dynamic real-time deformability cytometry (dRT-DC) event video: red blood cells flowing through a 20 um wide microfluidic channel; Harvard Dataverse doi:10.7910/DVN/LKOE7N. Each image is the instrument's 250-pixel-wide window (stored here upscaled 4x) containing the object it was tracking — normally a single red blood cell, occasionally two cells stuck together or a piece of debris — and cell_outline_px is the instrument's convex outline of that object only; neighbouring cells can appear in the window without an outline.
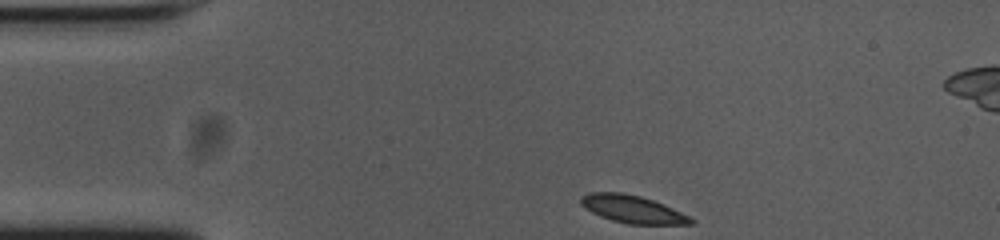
{"species": "common noctule bat (a hibernating species)", "species_latin": "Nyctalus noctula", "temperature_condition": "cold", "stored_images_in_passage": 37, "camera_frame_rate_fps": 3000, "um_per_image_px": 0.085, "animal": {"sex": "female", "body_mass_g": 23.0, "forearm_length_mm": 53.4}, "frame": {"image": 1, "passage_image": 1, "time_ms": 0.0, "image_size_px": [1000, 240], "cell_outline_px": [[696, 220], [692, 224], [628, 224], [612, 220], [600, 216], [592, 212], [580, 204], [580, 196], [588, 192], [620, 192], [640, 196], [664, 204], [692, 216]], "centroid_in_image_um": [53.79, 17.78], "position_along_channel_um": 31.2, "area_um2": 17.86}}
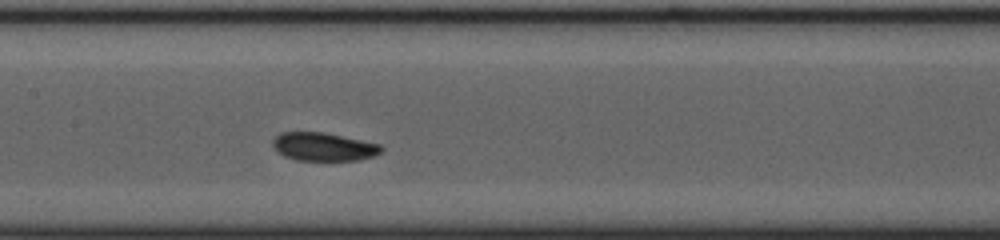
{"frame": {"image": 2, "passage_image": 17, "time_ms": 5.333, "image_size_px": [1000, 240], "cell_outline_px": [[384, 148], [380, 152], [372, 156], [356, 160], [300, 160], [284, 156], [272, 144], [272, 140], [280, 132], [324, 132], [380, 144]], "centroid_in_image_um": [27.5, 12.46], "position_along_channel_um": 179.9, "area_um2": 17.63}}
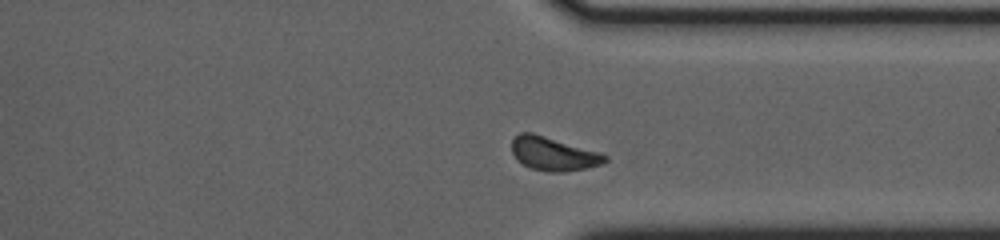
{"frame": {"image": 3, "passage_image": 32, "time_ms": 10.333, "image_size_px": [1000, 240], "cell_outline_px": [[608, 160], [600, 164], [588, 168], [564, 172], [548, 172], [532, 168], [516, 160], [512, 152], [512, 140], [520, 132], [532, 132], [600, 152], [608, 156]], "centroid_in_image_um": [47.04, 13.07], "position_along_channel_um": 364.4, "area_um2": 18.26}, "authors_computed_cell_mechanics": {"area_um2": 18.1492, "velocity_mm_per_s": 3.6906, "shape_relaxation_time_tau1_ms": 8.6042, "shape_relaxation_time_tau2_ms": null, "deformation_change_tau1": 0.1425, "deformation_change_tau2": null}}